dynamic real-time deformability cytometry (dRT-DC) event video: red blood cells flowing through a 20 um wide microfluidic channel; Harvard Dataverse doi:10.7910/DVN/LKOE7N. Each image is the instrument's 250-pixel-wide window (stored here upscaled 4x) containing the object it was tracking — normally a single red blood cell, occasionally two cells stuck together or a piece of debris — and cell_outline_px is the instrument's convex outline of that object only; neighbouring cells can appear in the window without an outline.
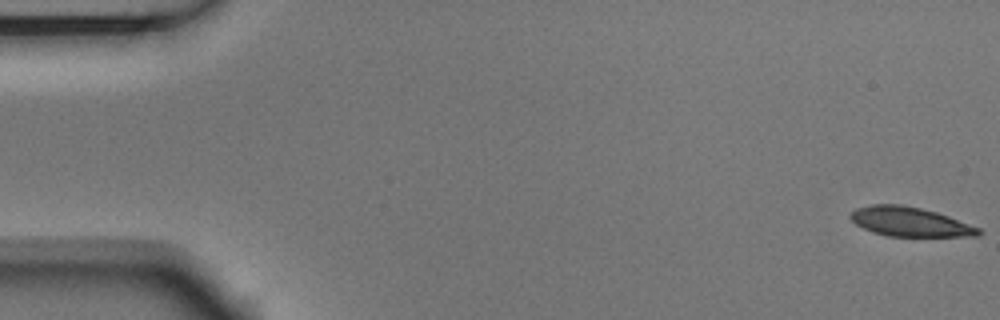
{"species": "Egyptian fruit bat (a non-hibernating species)", "species_latin": "Rousettus aegyptiacus", "temperature_condition": "room temperature", "stored_images_in_passage": 6, "camera_frame_rate_fps": 3000, "um_per_image_px": 0.085, "animal": {"sex": "male"}, "frame": {"image": 1, "passage_image": 1, "time_ms": 0.0, "image_size_px": [1000, 320], "cell_outline_px": [[984, 232], [980, 236], [888, 236], [872, 232], [856, 224], [848, 216], [856, 208], [872, 204], [896, 204], [920, 208], [936, 212], [948, 216], [980, 228]], "centroid_in_image_um": [77.35, 18.86], "position_along_channel_um": 7.7, "area_um2": 21.79}}